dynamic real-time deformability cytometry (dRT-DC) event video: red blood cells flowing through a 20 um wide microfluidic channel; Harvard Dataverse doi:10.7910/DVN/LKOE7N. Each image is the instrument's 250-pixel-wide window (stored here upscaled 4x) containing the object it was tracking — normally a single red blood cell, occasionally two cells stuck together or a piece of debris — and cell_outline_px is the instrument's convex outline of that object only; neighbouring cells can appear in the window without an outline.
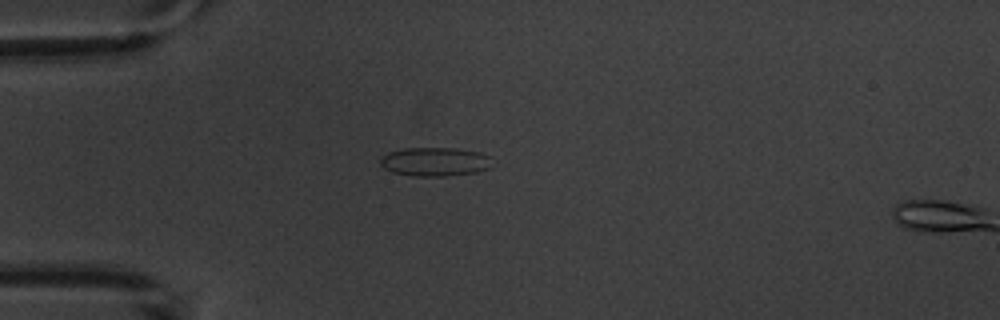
{"species": "common noctule bat (a hibernating species)", "species_latin": "Nyctalus noctula", "temperature_condition": "warm", "stored_images_in_passage": 2, "camera_frame_rate_fps": 3000, "um_per_image_px": 0.085, "animal": {"sex": "male", "body_mass_g": 20.1, "forearm_length_mm": 53.5}, "frame": {"image": 1, "passage_image": 1, "time_ms": 0.0, "image_size_px": [1000, 320], "cell_outline_px": [[492, 168], [476, 172], [444, 176], [412, 176], [392, 172], [384, 168], [380, 164], [380, 160], [388, 152], [404, 148], [456, 148], [480, 152], [492, 156]], "centroid_in_image_um": [37.02, 13.74], "position_along_channel_um": 48.0, "area_um2": 19.02}}